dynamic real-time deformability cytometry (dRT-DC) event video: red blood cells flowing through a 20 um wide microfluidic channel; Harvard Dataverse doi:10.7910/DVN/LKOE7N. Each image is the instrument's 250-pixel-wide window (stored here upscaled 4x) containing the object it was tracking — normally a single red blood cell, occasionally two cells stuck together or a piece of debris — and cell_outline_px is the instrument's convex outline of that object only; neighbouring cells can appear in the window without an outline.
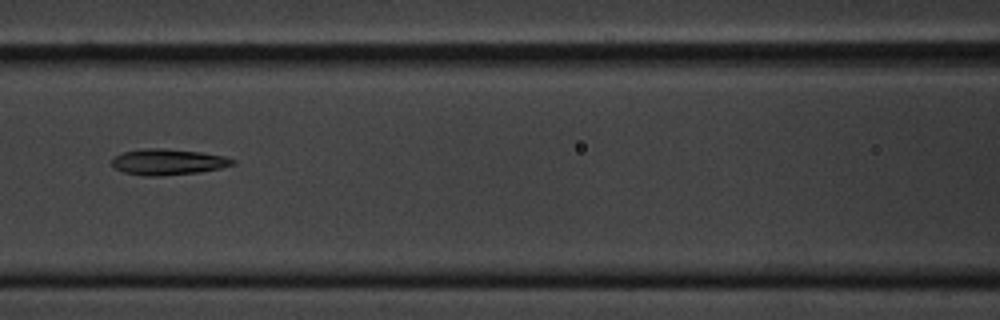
{"species": "common noctule bat (a hibernating species)", "species_latin": "Nyctalus noctula", "temperature_condition": "cold", "stored_images_in_passage": 11, "camera_frame_rate_fps": 3000, "um_per_image_px": 0.085, "animal": {"sex": "male", "body_mass_g": 20.1, "forearm_length_mm": 53.5}, "frame": {"image": 1, "passage_image": 7, "time_ms": 7.667, "image_size_px": [1000, 320], "cell_outline_px": [[236, 164], [220, 168], [200, 172], [156, 176], [144, 176], [124, 172], [116, 168], [112, 164], [112, 156], [124, 152], [144, 148], [160, 148], [200, 152], [224, 156], [236, 160]], "centroid_in_image_um": [14.28, 13.76], "position_along_channel_um": 152.3, "area_um2": 18.21}}
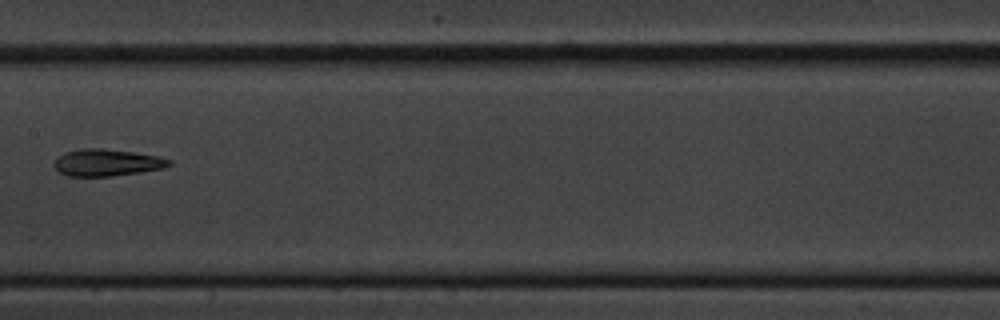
{"frame": {"image": 2, "passage_image": 8, "time_ms": 9.0, "image_size_px": [1000, 320], "cell_outline_px": [[172, 164], [164, 168], [140, 172], [112, 176], [68, 176], [56, 172], [52, 164], [56, 156], [64, 152], [80, 148], [100, 148], [132, 152], [156, 156], [172, 160]], "centroid_in_image_um": [9.0, 13.82], "position_along_channel_um": 198.4, "area_um2": 18.26}}
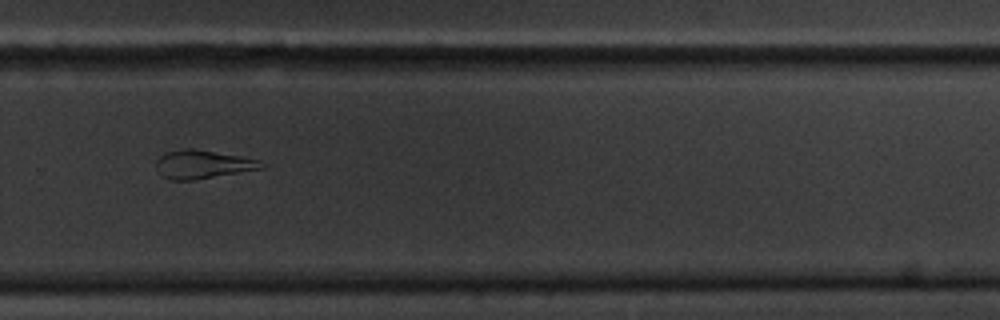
{"frame": {"image": 3, "passage_image": 11, "time_ms": 12.333, "image_size_px": [1000, 320], "cell_outline_px": [[268, 164], [264, 168], [192, 180], [172, 180], [164, 176], [156, 164], [156, 160], [164, 152], [184, 148], [192, 148], [240, 156], [260, 160]], "centroid_in_image_um": [17.27, 13.95], "position_along_channel_um": 312.5, "area_um2": 17.28}}